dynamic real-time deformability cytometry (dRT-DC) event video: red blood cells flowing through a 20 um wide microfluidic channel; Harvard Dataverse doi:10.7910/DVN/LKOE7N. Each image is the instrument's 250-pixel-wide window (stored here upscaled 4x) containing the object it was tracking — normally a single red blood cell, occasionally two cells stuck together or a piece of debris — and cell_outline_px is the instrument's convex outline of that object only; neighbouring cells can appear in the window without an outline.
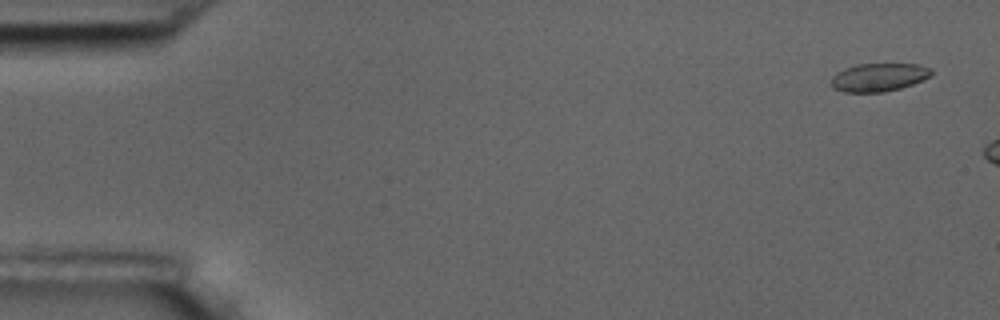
{"species": "common noctule bat (a hibernating species)", "species_latin": "Nyctalus noctula", "temperature_condition": "room temperature", "stored_images_in_passage": 3, "camera_frame_rate_fps": 3000, "um_per_image_px": 0.085, "animal": {"sex": "male", "body_mass_g": 17.5, "forearm_length_mm": 52.3}, "frame": {"image": 1, "passage_image": 1, "time_ms": 0.0, "image_size_px": [1000, 320], "cell_outline_px": [[932, 76], [912, 84], [900, 88], [884, 92], [844, 92], [832, 88], [832, 76], [836, 72], [844, 68], [856, 64], [920, 64], [932, 68]], "centroid_in_image_um": [74.7, 6.56], "position_along_channel_um": 10.3, "area_um2": 16.59}}